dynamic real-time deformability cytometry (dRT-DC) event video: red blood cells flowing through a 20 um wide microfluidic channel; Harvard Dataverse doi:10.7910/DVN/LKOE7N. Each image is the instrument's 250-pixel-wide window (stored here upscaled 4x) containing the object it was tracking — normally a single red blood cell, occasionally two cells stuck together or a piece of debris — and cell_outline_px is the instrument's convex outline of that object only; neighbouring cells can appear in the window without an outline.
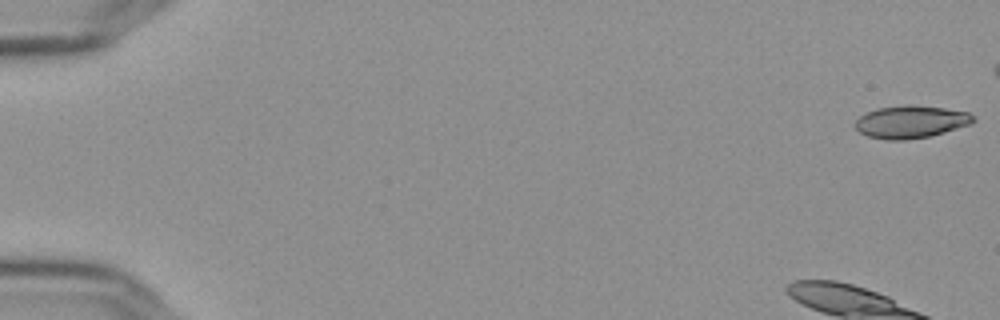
{"species": "Egyptian fruit bat (a non-hibernating species)", "species_latin": "Rousettus aegyptiacus", "temperature_condition": "cold", "stored_images_in_passage": 17, "camera_frame_rate_fps": 3000, "um_per_image_px": 0.085, "frame": {"image": 1, "passage_image": 1, "time_ms": 0.0, "image_size_px": [1000, 320], "cell_outline_px": [[976, 120], [972, 124], [928, 136], [904, 140], [888, 140], [868, 136], [860, 132], [852, 124], [860, 116], [876, 108], [904, 104], [912, 104], [944, 108], [968, 112], [976, 116]], "centroid_in_image_um": [77.42, 10.34], "position_along_channel_um": 7.6, "area_um2": 22.54}}